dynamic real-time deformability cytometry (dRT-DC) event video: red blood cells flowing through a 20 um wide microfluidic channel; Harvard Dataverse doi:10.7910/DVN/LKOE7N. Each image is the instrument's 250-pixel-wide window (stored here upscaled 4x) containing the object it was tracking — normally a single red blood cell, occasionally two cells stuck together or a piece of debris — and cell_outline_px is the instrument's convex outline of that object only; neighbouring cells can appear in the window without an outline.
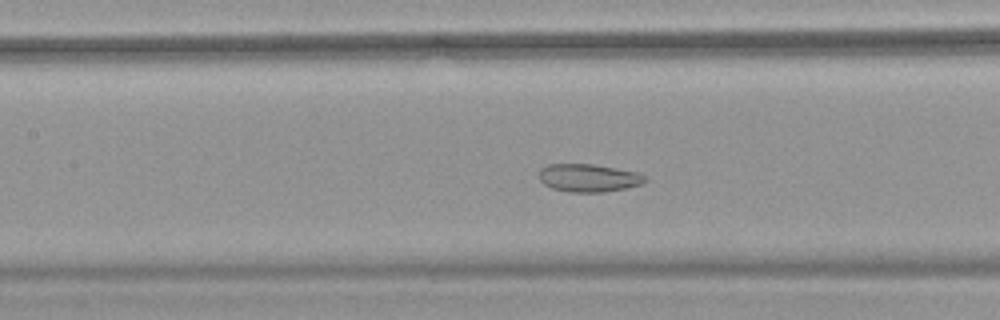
{"species": "common noctule bat (a hibernating species)", "species_latin": "Nyctalus noctula", "temperature_condition": "warm", "stored_images_in_passage": 53, "camera_frame_rate_fps": 3000, "um_per_image_px": 0.085, "animal": {"sex": "female", "body_mass_g": 18.4}, "frame": {"image": 1, "passage_image": 24, "time_ms": 7.667, "image_size_px": [1000, 320], "cell_outline_px": [[648, 180], [644, 184], [604, 192], [568, 192], [552, 188], [544, 184], [540, 180], [540, 168], [548, 164], [592, 164], [616, 168], [636, 172], [644, 176]], "centroid_in_image_um": [50.03, 15.12], "position_along_channel_um": 157.4, "area_um2": 17.22}}
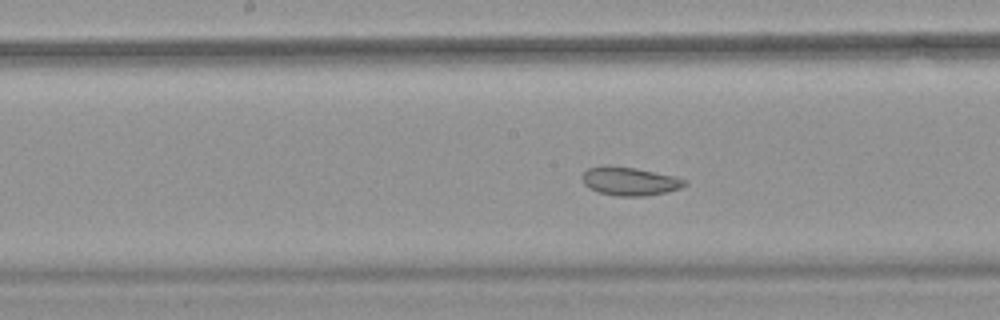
{"frame": {"image": 2, "passage_image": 27, "time_ms": 8.667, "image_size_px": [1000, 320], "cell_outline_px": [[688, 184], [680, 188], [664, 192], [644, 196], [616, 196], [596, 192], [588, 188], [584, 184], [580, 176], [588, 168], [636, 168], [676, 176], [688, 180]], "centroid_in_image_um": [53.56, 15.44], "position_along_channel_um": 194.6, "area_um2": 16.65}}
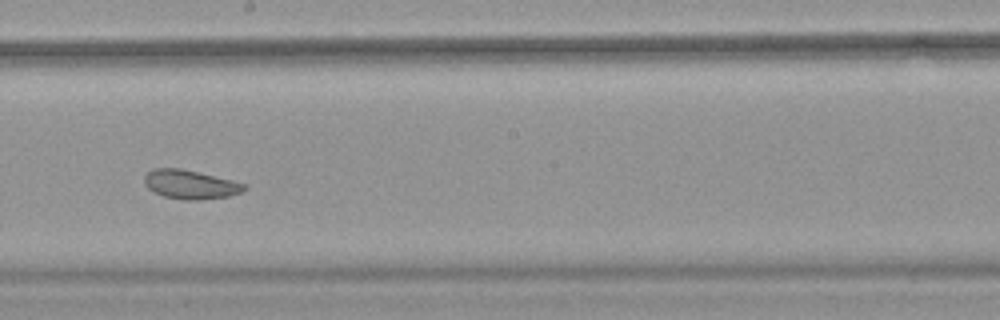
{"frame": {"image": 3, "passage_image": 30, "time_ms": 9.667, "image_size_px": [1000, 320], "cell_outline_px": [[248, 188], [240, 192], [228, 196], [200, 200], [184, 200], [164, 196], [148, 188], [144, 184], [144, 176], [152, 168], [180, 168], [232, 180], [248, 184]], "centroid_in_image_um": [16.19, 15.68], "position_along_channel_um": 232.0, "area_um2": 16.82}, "authors_computed_cell_mechanics": {"area_um2": 22.831, "velocity_mm_per_s": 3.7503, "shape_relaxation_time_tau1_ms": null, "shape_relaxation_time_tau2_ms": 2.7446, "deformation_change_tau1": null, "deformation_change_tau2": 0.0858}}